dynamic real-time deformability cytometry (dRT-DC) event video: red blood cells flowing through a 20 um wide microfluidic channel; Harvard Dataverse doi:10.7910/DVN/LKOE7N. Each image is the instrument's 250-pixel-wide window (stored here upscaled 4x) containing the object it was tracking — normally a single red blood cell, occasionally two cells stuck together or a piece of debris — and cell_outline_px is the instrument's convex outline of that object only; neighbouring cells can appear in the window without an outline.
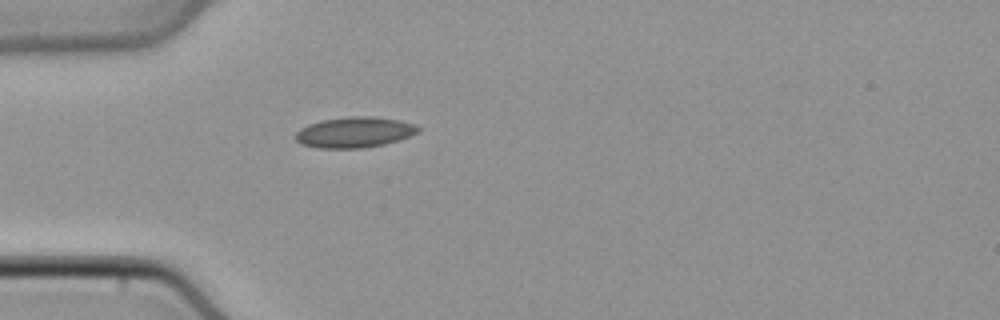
{"species": "common noctule bat (a hibernating species)", "species_latin": "Nyctalus noctula", "temperature_condition": "cold", "stored_images_in_passage": 4, "camera_frame_rate_fps": 3000, "um_per_image_px": 0.085, "animal": {"sex": "male", "body_mass_g": 21.5, "forearm_length_mm": 52.0}, "frame": {"image": 1, "passage_image": 1, "time_ms": 0.0, "image_size_px": [1000, 320], "cell_outline_px": [[420, 132], [384, 144], [360, 148], [320, 148], [304, 144], [296, 140], [296, 132], [300, 128], [308, 124], [320, 120], [352, 116], [372, 116], [400, 120], [416, 124], [420, 128]], "centroid_in_image_um": [30.15, 11.23], "position_along_channel_um": 54.9, "area_um2": 21.79}}
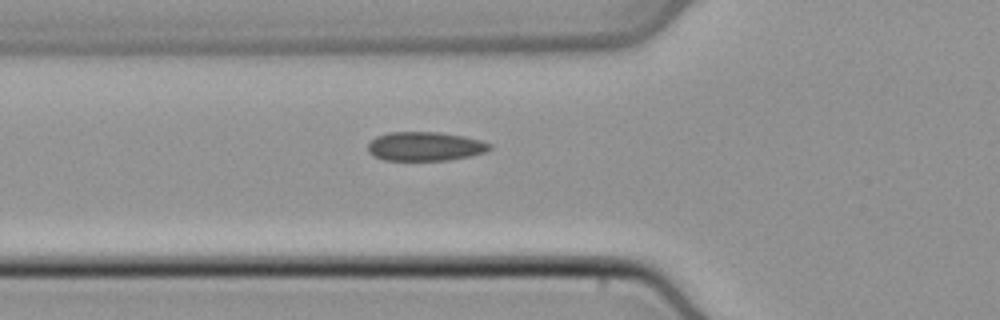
{"frame": {"image": 2, "passage_image": 4, "time_ms": 1.0, "image_size_px": [1000, 320], "cell_outline_px": [[492, 148], [484, 152], [468, 156], [448, 160], [384, 160], [368, 152], [368, 144], [376, 136], [388, 132], [440, 132], [464, 136], [480, 140], [492, 144]], "centroid_in_image_um": [36.13, 12.43], "position_along_channel_um": 89.7, "area_um2": 20.52}}